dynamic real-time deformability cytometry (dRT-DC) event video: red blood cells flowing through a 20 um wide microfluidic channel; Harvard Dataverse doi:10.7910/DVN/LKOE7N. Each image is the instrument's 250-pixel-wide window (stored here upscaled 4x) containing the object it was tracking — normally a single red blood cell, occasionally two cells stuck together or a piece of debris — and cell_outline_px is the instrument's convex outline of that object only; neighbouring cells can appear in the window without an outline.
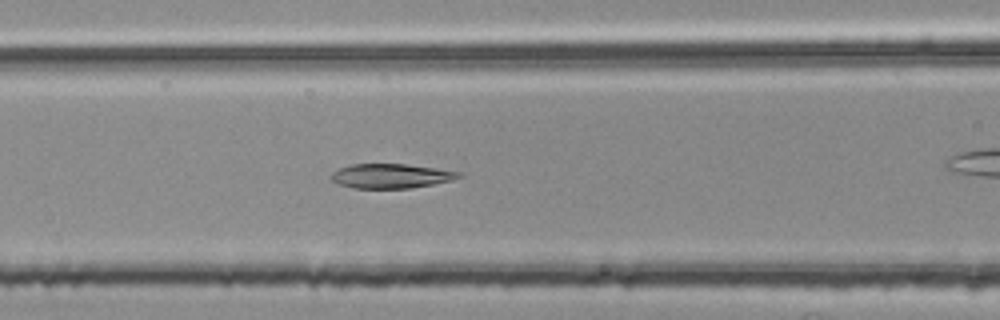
{"species": "common noctule bat (a hibernating species)", "species_latin": "Nyctalus noctula", "temperature_condition": "room temperature", "stored_images_in_passage": 47, "camera_frame_rate_fps": 3000, "um_per_image_px": 0.085, "animal": {"sex": "female", "body_mass_g": 25.1}, "frame": {"image": 1, "passage_image": 15, "time_ms": 4.667, "image_size_px": [1000, 320], "cell_outline_px": [[464, 172], [460, 176], [452, 180], [412, 188], [352, 188], [340, 184], [332, 180], [328, 176], [332, 172], [340, 168], [352, 164], [408, 164]], "centroid_in_image_um": [33.23, 14.95], "position_along_channel_um": 133.4, "area_um2": 18.21}}
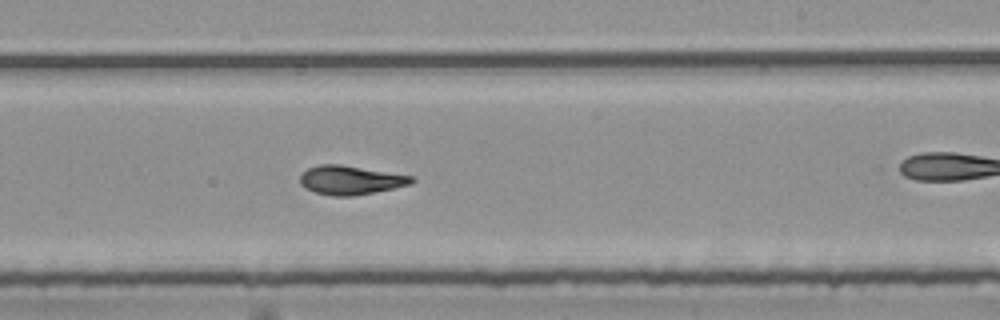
{"frame": {"image": 2, "passage_image": 25, "time_ms": 8.0, "image_size_px": [1000, 320], "cell_outline_px": [[416, 180], [412, 184], [352, 196], [332, 196], [312, 192], [304, 188], [300, 184], [300, 176], [308, 168], [320, 164], [340, 164], [412, 176]], "centroid_in_image_um": [29.75, 15.31], "position_along_channel_um": 259.2, "area_um2": 18.73}}
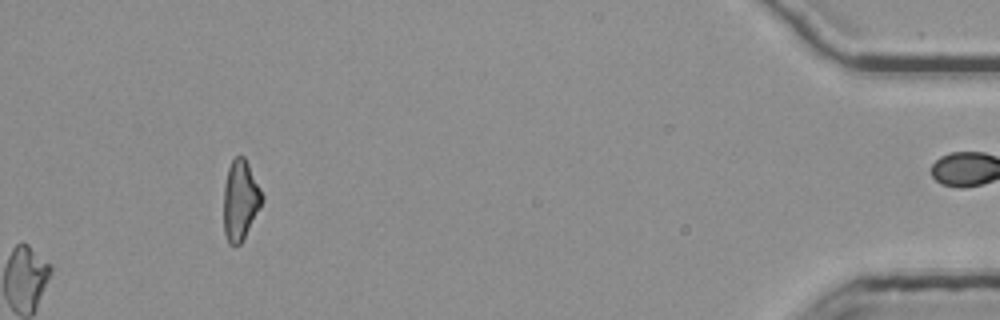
{"frame": {"image": 3, "passage_image": 47, "time_ms": 15.333, "image_size_px": [1000, 320], "cell_outline_px": [[264, 200], [244, 240], [240, 244], [228, 244], [224, 232], [224, 184], [228, 168], [232, 160], [236, 156], [244, 156], [264, 196]], "centroid_in_image_um": [20.43, 17.04], "position_along_channel_um": 414.8, "area_um2": 17.98}, "authors_computed_cell_mechanics": {"area_um2": 18.7272, "velocity_mm_per_s": 3.7917, "shape_relaxation_time_tau1_ms": null, "shape_relaxation_time_tau2_ms": 3.3441, "deformation_change_tau1": null, "deformation_change_tau2": 0.0991}}